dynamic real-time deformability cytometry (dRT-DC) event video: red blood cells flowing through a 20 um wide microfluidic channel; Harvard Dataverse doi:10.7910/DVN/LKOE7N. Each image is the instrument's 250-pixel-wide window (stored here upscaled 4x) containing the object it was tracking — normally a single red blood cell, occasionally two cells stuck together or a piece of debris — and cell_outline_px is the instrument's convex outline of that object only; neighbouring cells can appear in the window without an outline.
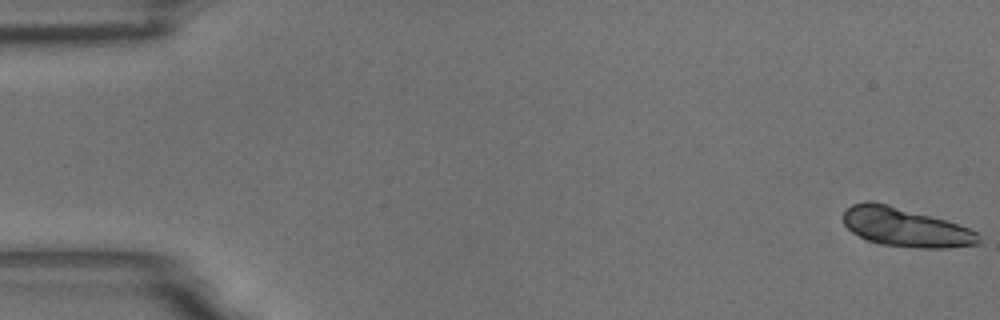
{"species": "common noctule bat (a hibernating species)", "species_latin": "Nyctalus noctula", "temperature_condition": "room temperature", "stored_images_in_passage": 11, "camera_frame_rate_fps": 3000, "um_per_image_px": 0.085, "animal": {"sex": "male", "body_mass_g": 18.8}, "frame": {"image": 1, "passage_image": 1, "time_ms": 0.0, "image_size_px": [1000, 320], "cell_outline_px": [[980, 244], [948, 248], [916, 248], [880, 244], [868, 240], [852, 232], [844, 224], [844, 212], [852, 204], [864, 200], [872, 200], [888, 204], [944, 220], [968, 228], [976, 232], [980, 236]], "centroid_in_image_um": [76.94, 19.32], "position_along_channel_um": 8.1, "area_um2": 30.52}}